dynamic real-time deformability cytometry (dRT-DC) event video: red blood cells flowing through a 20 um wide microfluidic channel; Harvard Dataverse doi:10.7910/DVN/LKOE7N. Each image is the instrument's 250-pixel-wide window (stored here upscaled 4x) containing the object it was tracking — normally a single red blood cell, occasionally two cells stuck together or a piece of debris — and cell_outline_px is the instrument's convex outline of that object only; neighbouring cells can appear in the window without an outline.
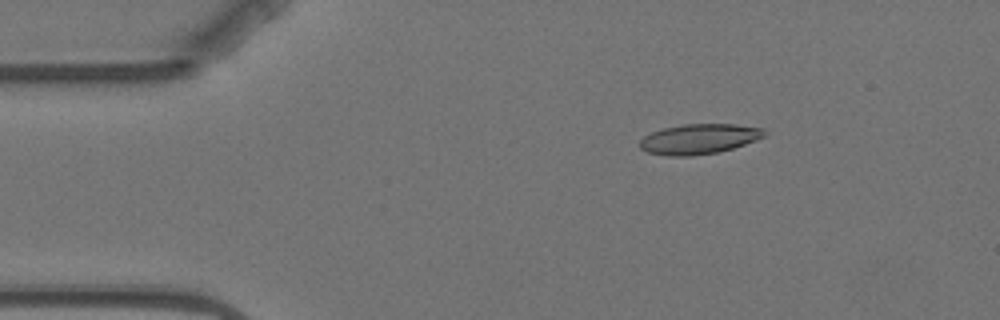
{"species": "Egyptian fruit bat (a non-hibernating species)", "species_latin": "Rousettus aegyptiacus", "temperature_condition": "warm", "stored_images_in_passage": 6, "camera_frame_rate_fps": 3000, "um_per_image_px": 0.085, "animal": {"sex": "female"}, "frame": {"image": 1, "passage_image": 3, "time_ms": 2.333, "image_size_px": [1000, 320], "cell_outline_px": [[764, 136], [756, 140], [720, 152], [692, 156], [668, 156], [648, 152], [640, 148], [640, 140], [644, 136], [652, 132], [664, 128], [684, 124], [736, 124], [764, 128]], "centroid_in_image_um": [59.41, 11.81], "position_along_channel_um": 25.6, "area_um2": 21.79}}
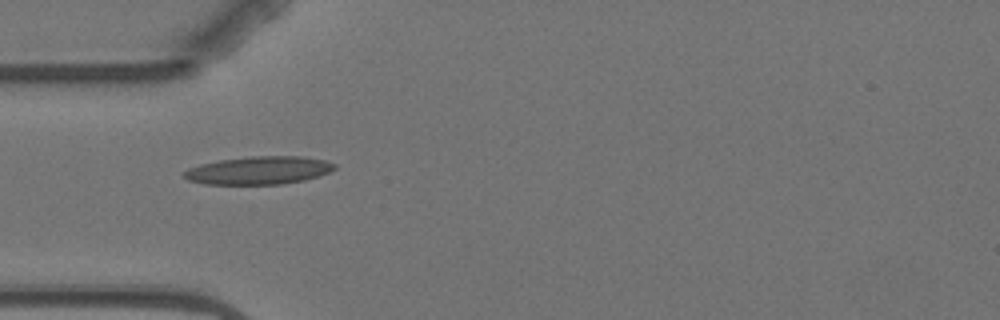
{"frame": {"image": 2, "passage_image": 5, "time_ms": 5.0, "image_size_px": [1000, 320], "cell_outline_px": [[336, 168], [320, 176], [304, 180], [280, 184], [204, 184], [188, 180], [184, 176], [184, 172], [188, 168], [200, 164], [220, 160], [252, 156], [300, 156], [324, 160], [336, 164]], "centroid_in_image_um": [22.01, 14.48], "position_along_channel_um": 63.0, "area_um2": 24.45}}
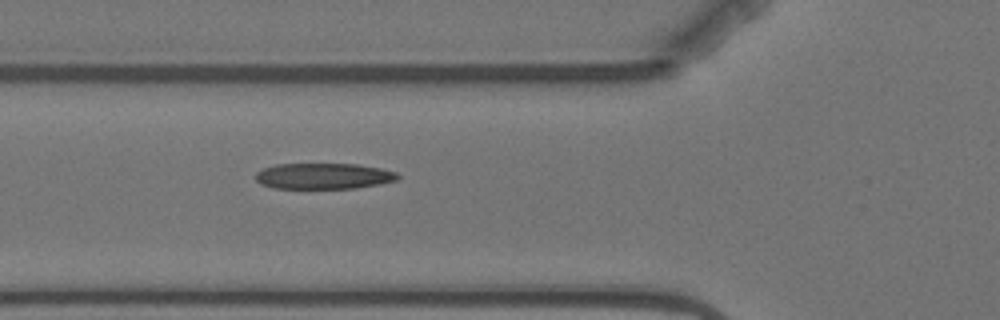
{"frame": {"image": 3, "passage_image": 6, "time_ms": 6.0, "image_size_px": [1000, 320], "cell_outline_px": [[400, 176], [396, 180], [380, 184], [356, 188], [272, 188], [260, 184], [256, 180], [256, 172], [264, 168], [276, 164], [356, 164], [380, 168], [396, 172]], "centroid_in_image_um": [27.49, 14.97], "position_along_channel_um": 98.3, "area_um2": 21.44}}